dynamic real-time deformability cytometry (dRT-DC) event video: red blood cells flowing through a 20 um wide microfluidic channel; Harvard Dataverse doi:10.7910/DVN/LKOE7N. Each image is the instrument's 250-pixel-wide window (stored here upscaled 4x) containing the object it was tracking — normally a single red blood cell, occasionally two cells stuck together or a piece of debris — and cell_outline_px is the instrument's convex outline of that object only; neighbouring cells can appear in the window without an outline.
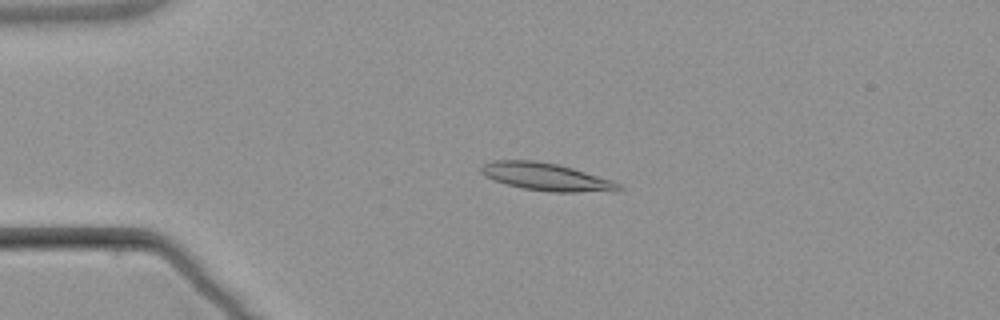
{"species": "common noctule bat (a hibernating species)", "species_latin": "Nyctalus noctula", "temperature_condition": "warm", "stored_images_in_passage": 5, "camera_frame_rate_fps": 3000, "um_per_image_px": 0.085, "animal": {"sex": "male", "body_mass_g": 21.5, "forearm_length_mm": 52.0}, "frame": {"image": 1, "passage_image": 4, "time_ms": 3.667, "image_size_px": [1000, 320], "cell_outline_px": [[624, 188], [620, 192], [552, 192], [524, 188], [508, 184], [484, 176], [480, 172], [480, 168], [484, 164], [492, 160], [532, 160], [556, 164], [572, 168], [612, 180], [620, 184]], "centroid_in_image_um": [46.5, 15.04], "position_along_channel_um": 38.5, "area_um2": 22.14}}